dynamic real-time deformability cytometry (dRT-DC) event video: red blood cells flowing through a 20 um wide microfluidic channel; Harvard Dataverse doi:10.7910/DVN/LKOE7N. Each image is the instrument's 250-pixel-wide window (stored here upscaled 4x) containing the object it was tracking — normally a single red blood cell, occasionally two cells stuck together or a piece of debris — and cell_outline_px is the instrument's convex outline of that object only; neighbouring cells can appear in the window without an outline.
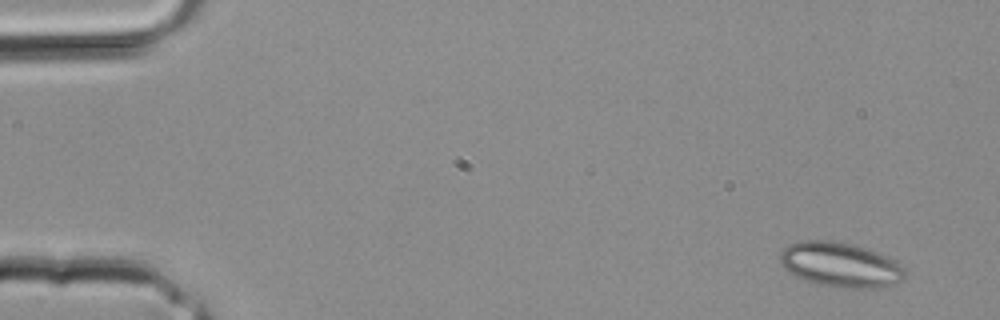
{"species": "common noctule bat (a hibernating species)", "species_latin": "Nyctalus noctula", "temperature_condition": "room temperature", "stored_images_in_passage": 3, "camera_frame_rate_fps": 3000, "um_per_image_px": 0.085, "animal": {"sex": "male", "body_mass_g": 20.4}, "frame": {"image": 1, "passage_image": 1, "time_ms": 0.0, "image_size_px": [1000, 320], "cell_outline_px": [[908, 276], [904, 280], [884, 288], [836, 288], [804, 280], [796, 276], [784, 268], [780, 260], [780, 252], [788, 244], [800, 240], [824, 240], [852, 244], [868, 248], [888, 256], [896, 260], [904, 268]], "centroid_in_image_um": [71.49, 22.51], "position_along_channel_um": 13.5, "area_um2": 33.12}}